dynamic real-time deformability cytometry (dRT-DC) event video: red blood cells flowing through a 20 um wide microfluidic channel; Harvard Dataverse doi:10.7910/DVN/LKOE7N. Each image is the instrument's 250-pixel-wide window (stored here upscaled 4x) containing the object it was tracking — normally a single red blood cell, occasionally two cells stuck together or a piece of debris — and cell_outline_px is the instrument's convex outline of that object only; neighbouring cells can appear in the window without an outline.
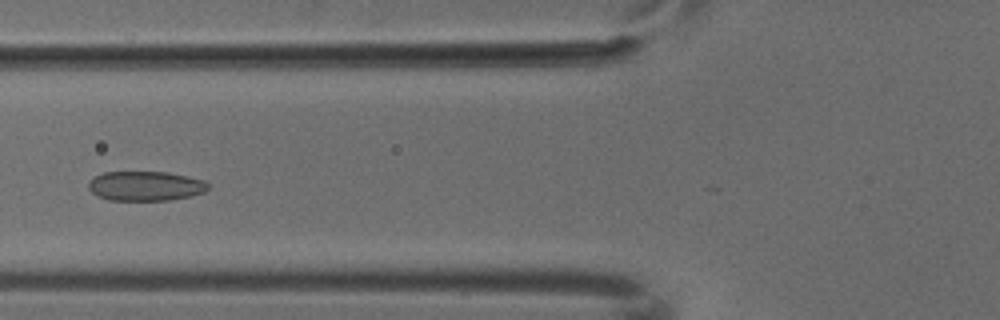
{"species": "common noctule bat (a hibernating species)", "species_latin": "Nyctalus noctula", "temperature_condition": "cold", "stored_images_in_passage": 5, "camera_frame_rate_fps": 3000, "um_per_image_px": 0.085, "animal": {"sex": "male", "body_mass_g": 18.8}, "frame": {"image": 1, "passage_image": 5, "time_ms": 1.333, "image_size_px": [1000, 320], "cell_outline_px": [[208, 188], [204, 192], [188, 196], [168, 200], [108, 200], [92, 192], [88, 188], [88, 180], [104, 172], [168, 172], [204, 180], [208, 184]], "centroid_in_image_um": [12.34, 15.8], "position_along_channel_um": 113.5, "area_um2": 20.46}}